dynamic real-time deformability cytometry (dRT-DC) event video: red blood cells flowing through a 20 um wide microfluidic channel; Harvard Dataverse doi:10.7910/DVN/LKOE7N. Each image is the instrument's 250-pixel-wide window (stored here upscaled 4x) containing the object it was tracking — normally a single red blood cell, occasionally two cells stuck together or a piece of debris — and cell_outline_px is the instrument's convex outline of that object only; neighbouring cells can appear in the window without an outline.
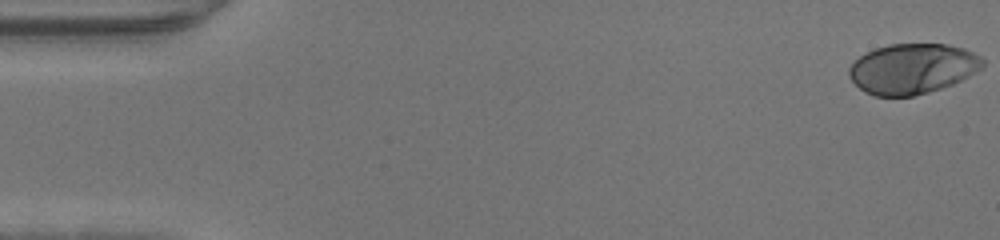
{"species": "human", "species_latin": "Homo sapiens", "temperature_condition": "warm", "stored_images_in_passage": 48, "camera_frame_rate_fps": 3000, "um_per_image_px": 0.085, "donor": {"sex": "male"}, "frame": {"image": 1, "passage_image": 1, "time_ms": 0.0, "image_size_px": [1000, 240], "cell_outline_px": [[984, 68], [952, 84], [928, 92], [912, 96], [876, 96], [864, 92], [848, 76], [848, 68], [860, 56], [876, 48], [888, 44], [948, 44], [964, 48], [980, 56], [984, 60]], "centroid_in_image_um": [77.57, 5.83], "position_along_channel_um": 7.4, "area_um2": 39.07}}
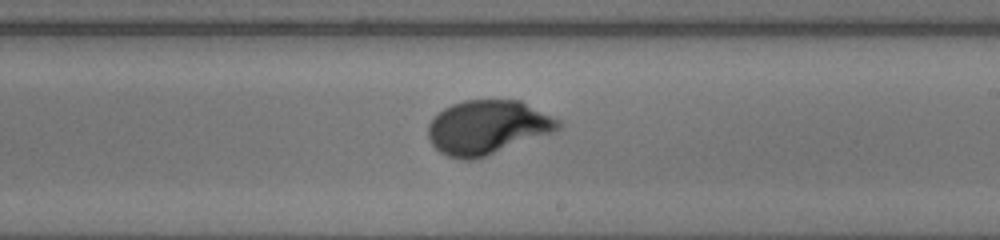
{"frame": {"image": 2, "passage_image": 28, "time_ms": 9.0, "image_size_px": [1000, 240], "cell_outline_px": [[564, 124], [560, 128], [552, 132], [484, 156], [472, 160], [464, 160], [448, 156], [440, 152], [428, 140], [428, 124], [444, 108], [452, 104], [464, 100], [520, 100], [560, 120]], "centroid_in_image_um": [41.42, 10.81], "position_along_channel_um": 247.6, "area_um2": 40.52}}
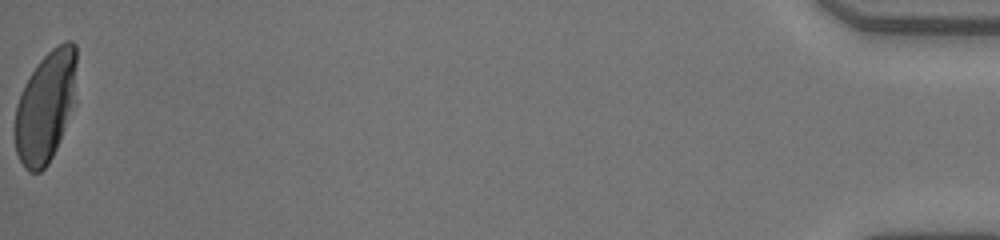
{"frame": {"image": 3, "passage_image": 48, "time_ms": 15.667, "image_size_px": [1000, 240], "cell_outline_px": [[76, 104], [60, 140], [48, 164], [40, 172], [28, 172], [24, 168], [16, 152], [12, 132], [12, 128], [16, 104], [20, 92], [24, 84], [40, 60], [52, 48], [64, 40], [72, 40], [76, 44]], "centroid_in_image_um": [3.87, 9.07], "position_along_channel_um": 431.3, "area_um2": 41.1}}